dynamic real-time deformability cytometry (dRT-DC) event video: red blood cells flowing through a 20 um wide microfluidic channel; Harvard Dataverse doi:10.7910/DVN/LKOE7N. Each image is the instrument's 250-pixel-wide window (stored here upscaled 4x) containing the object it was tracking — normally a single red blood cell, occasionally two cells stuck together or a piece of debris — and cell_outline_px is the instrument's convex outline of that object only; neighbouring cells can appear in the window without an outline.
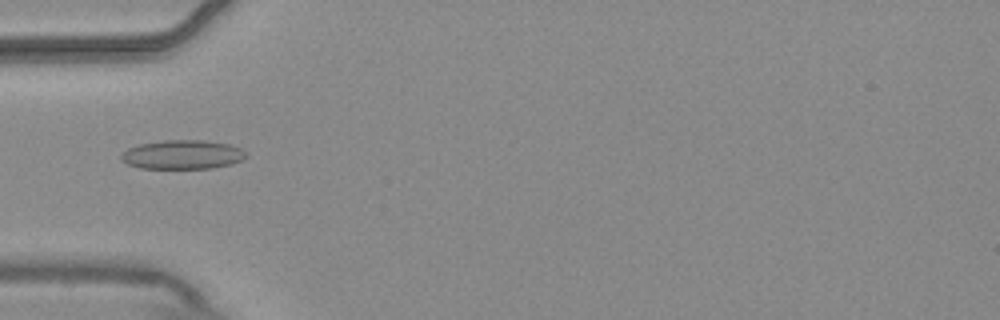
{"species": "common noctule bat (a hibernating species)", "species_latin": "Nyctalus noctula", "temperature_condition": "warm", "stored_images_in_passage": 6, "camera_frame_rate_fps": 3000, "um_per_image_px": 0.085, "animal": {"sex": "male", "body_mass_g": 20.4}, "frame": {"image": 1, "passage_image": 5, "time_ms": 1.333, "image_size_px": [1000, 320], "cell_outline_px": [[248, 156], [232, 164], [212, 168], [140, 168], [128, 164], [120, 160], [120, 156], [128, 148], [140, 144], [164, 140], [204, 140], [228, 144], [240, 148], [248, 152]], "centroid_in_image_um": [15.53, 13.14], "position_along_channel_um": 69.5, "area_um2": 21.15}}